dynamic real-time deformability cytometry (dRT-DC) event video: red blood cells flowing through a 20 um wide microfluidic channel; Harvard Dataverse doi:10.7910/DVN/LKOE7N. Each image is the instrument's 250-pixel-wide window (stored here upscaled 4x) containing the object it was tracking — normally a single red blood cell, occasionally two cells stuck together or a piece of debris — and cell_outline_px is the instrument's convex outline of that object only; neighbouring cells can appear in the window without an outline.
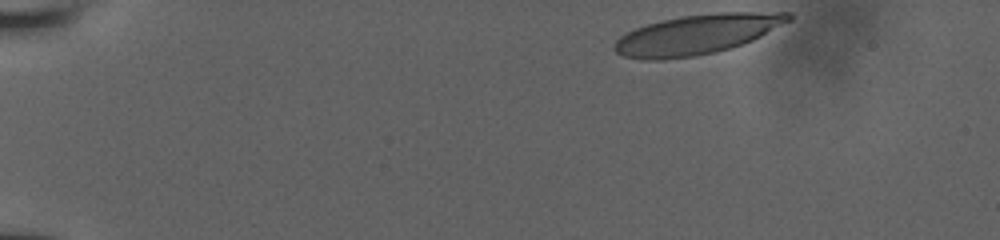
{"species": "human", "species_latin": "Homo sapiens", "temperature_condition": "room temperature", "stored_images_in_passage": 40, "camera_frame_rate_fps": 3000, "um_per_image_px": 0.085, "donor": {"sex": "male"}, "frame": {"image": 1, "passage_image": 1, "time_ms": 0.0, "image_size_px": [1000, 240], "cell_outline_px": [[796, 16], [792, 20], [752, 40], [716, 52], [696, 56], [664, 60], [644, 60], [624, 56], [616, 52], [612, 48], [616, 40], [620, 36], [636, 28], [648, 24], [680, 16], [720, 12], [792, 12]], "centroid_in_image_um": [59.26, 2.92], "position_along_channel_um": 25.7, "area_um2": 40.34}}
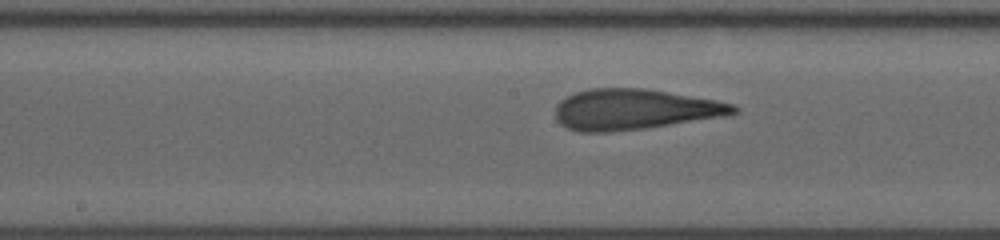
{"frame": {"image": 2, "passage_image": 23, "time_ms": 7.333, "image_size_px": [1000, 240], "cell_outline_px": [[740, 108], [736, 112], [724, 116], [644, 128], [608, 132], [580, 132], [568, 128], [560, 124], [556, 120], [556, 104], [560, 100], [576, 92], [588, 88], [644, 88], [716, 100], [736, 104]], "centroid_in_image_um": [53.9, 9.29], "position_along_channel_um": 194.3, "area_um2": 42.02}}
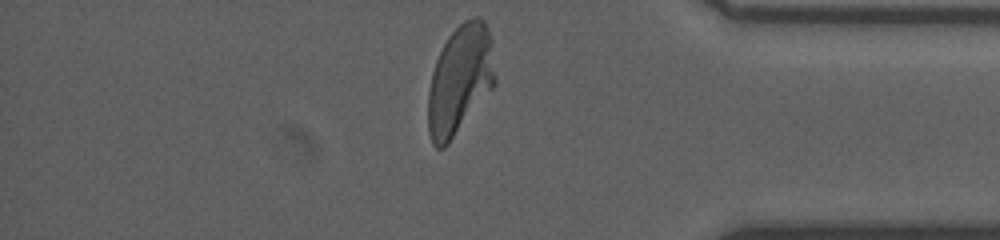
{"frame": {"image": 3, "passage_image": 40, "time_ms": 13.0, "image_size_px": [1000, 240], "cell_outline_px": [[496, 84], [448, 144], [444, 148], [436, 148], [432, 144], [428, 132], [428, 92], [432, 72], [436, 60], [448, 36], [464, 20], [472, 16], [480, 16], [484, 20], [492, 40], [496, 80]], "centroid_in_image_um": [39.1, 6.77], "position_along_channel_um": 396.1, "area_um2": 42.89}, "authors_computed_cell_mechanics": {"area_um2": 41.038, "velocity_mm_per_s": 3.8844, "shape_relaxation_time_tau1_ms": 3.8465, "shape_relaxation_time_tau2_ms": 1.0268, "deformation_change_tau1": 0.209, "deformation_change_tau2": 0.1053}}